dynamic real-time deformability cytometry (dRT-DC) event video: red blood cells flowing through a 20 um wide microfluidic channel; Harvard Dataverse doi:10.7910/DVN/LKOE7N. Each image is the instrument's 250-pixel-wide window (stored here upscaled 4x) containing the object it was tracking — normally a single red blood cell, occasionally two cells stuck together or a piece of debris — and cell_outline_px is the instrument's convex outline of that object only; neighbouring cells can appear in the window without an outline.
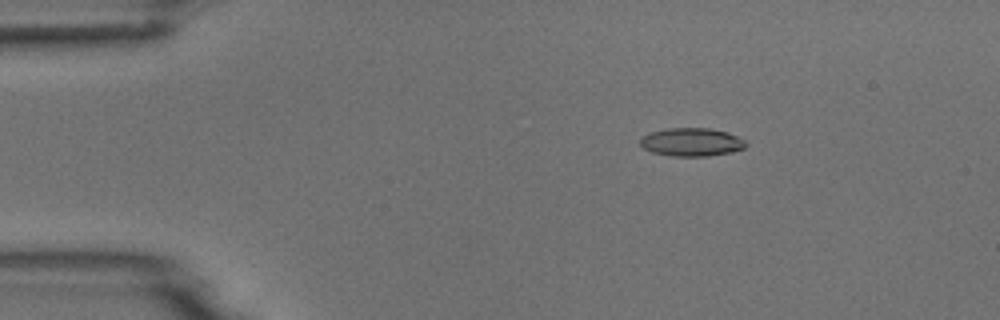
{"species": "common noctule bat (a hibernating species)", "species_latin": "Nyctalus noctula", "temperature_condition": "room temperature", "stored_images_in_passage": 3, "camera_frame_rate_fps": 3000, "um_per_image_px": 0.085, "animal": {"sex": "male", "body_mass_g": 18.8}, "frame": {"image": 1, "passage_image": 1, "time_ms": 0.0, "image_size_px": [1000, 320], "cell_outline_px": [[748, 144], [744, 148], [732, 152], [708, 156], [672, 156], [652, 152], [644, 148], [640, 144], [640, 136], [652, 132], [668, 128], [708, 128], [728, 132], [744, 140]], "centroid_in_image_um": [58.78, 12.08], "position_along_channel_um": 26.2, "area_um2": 17.4}}
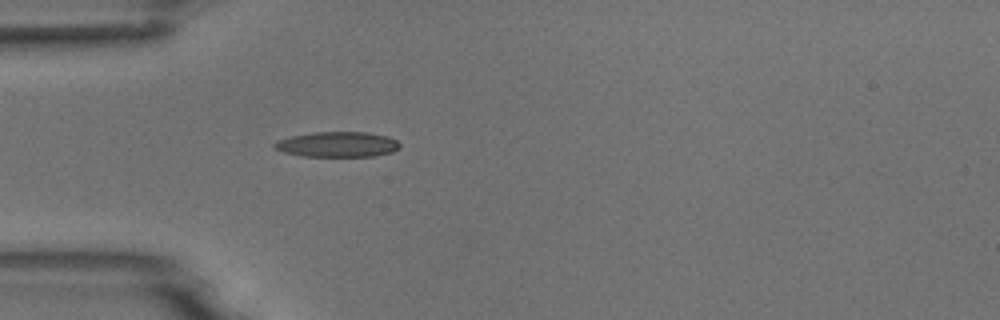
{"frame": {"image": 2, "passage_image": 3, "time_ms": 2.333, "image_size_px": [1000, 320], "cell_outline_px": [[400, 148], [392, 152], [376, 156], [304, 156], [284, 152], [272, 148], [272, 144], [276, 140], [292, 136], [316, 132], [368, 132], [388, 136], [396, 140], [400, 144]], "centroid_in_image_um": [28.69, 12.27], "position_along_channel_um": 56.3, "area_um2": 18.55}}